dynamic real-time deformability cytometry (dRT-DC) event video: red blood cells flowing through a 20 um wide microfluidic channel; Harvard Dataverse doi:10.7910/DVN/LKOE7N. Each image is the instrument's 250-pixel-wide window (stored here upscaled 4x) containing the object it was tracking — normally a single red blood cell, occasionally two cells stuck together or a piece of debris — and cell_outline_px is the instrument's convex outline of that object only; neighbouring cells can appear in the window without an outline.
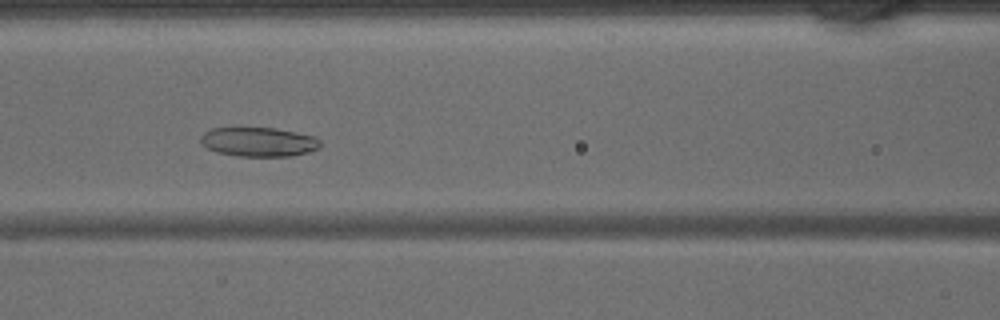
{"species": "common noctule bat (a hibernating species)", "species_latin": "Nyctalus noctula", "temperature_condition": "warm", "stored_images_in_passage": 45, "camera_frame_rate_fps": 3000, "um_per_image_px": 0.085, "animal": {"sex": "male", "body_mass_g": 15.6}, "frame": {"image": 1, "passage_image": 20, "time_ms": 6.333, "image_size_px": [1000, 320], "cell_outline_px": [[320, 148], [308, 152], [292, 156], [236, 156], [216, 152], [208, 148], [200, 140], [200, 136], [204, 132], [212, 128], [276, 128], [316, 136], [320, 140]], "centroid_in_image_um": [22.01, 12.06], "position_along_channel_um": 144.6, "area_um2": 20.46}}
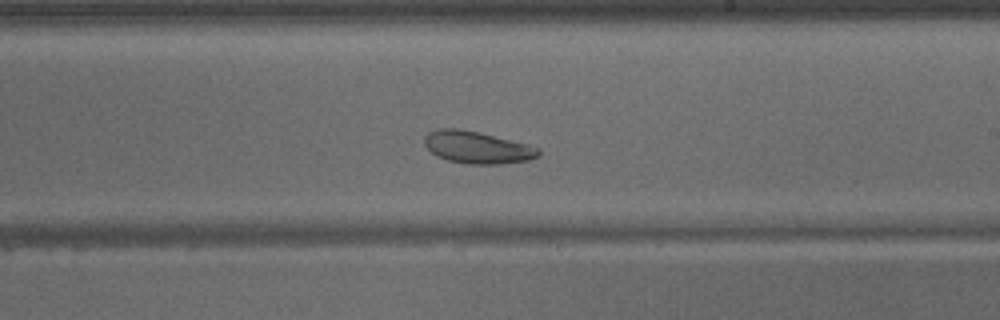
{"frame": {"image": 2, "passage_image": 27, "time_ms": 8.667, "image_size_px": [1000, 320], "cell_outline_px": [[540, 156], [528, 160], [500, 164], [468, 164], [448, 160], [436, 156], [424, 144], [424, 136], [428, 132], [436, 128], [460, 128], [528, 144], [540, 148]], "centroid_in_image_um": [40.55, 12.52], "position_along_channel_um": 248.5, "area_um2": 21.44}}
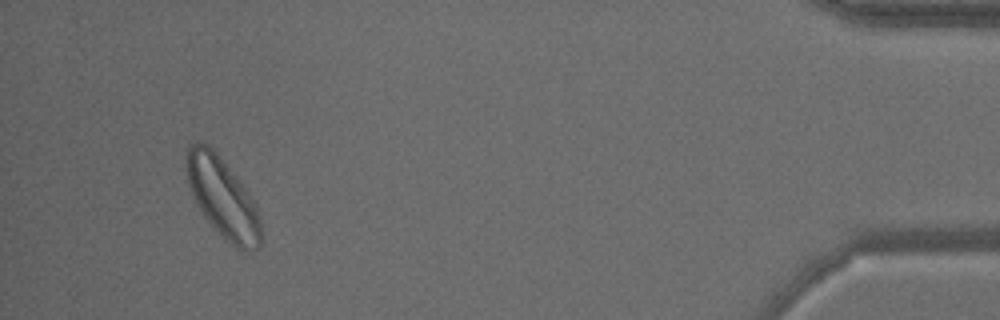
{"frame": {"image": 3, "passage_image": 43, "time_ms": 14.0, "image_size_px": [1000, 320], "cell_outline_px": [[260, 244], [252, 252], [244, 252], [236, 248], [224, 240], [200, 212], [192, 196], [188, 184], [184, 164], [184, 160], [188, 144], [204, 144], [212, 148], [216, 152], [248, 192], [256, 204], [260, 220]], "centroid_in_image_um": [18.89, 16.84], "position_along_channel_um": 416.3, "area_um2": 34.85}}